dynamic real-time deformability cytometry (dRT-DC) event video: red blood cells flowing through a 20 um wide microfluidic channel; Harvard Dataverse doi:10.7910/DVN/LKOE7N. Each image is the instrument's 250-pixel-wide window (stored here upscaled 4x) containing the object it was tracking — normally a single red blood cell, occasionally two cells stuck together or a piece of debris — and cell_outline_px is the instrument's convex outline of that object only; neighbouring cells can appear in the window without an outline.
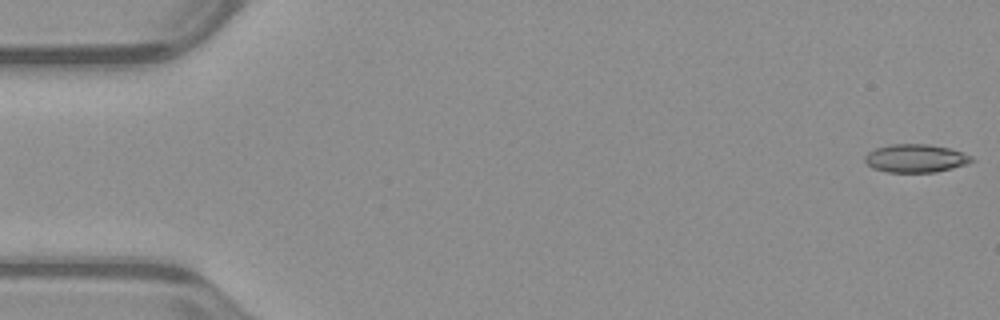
{"species": "common noctule bat (a hibernating species)", "species_latin": "Nyctalus noctula", "temperature_condition": "warm", "stored_images_in_passage": 52, "camera_frame_rate_fps": 3000, "um_per_image_px": 0.085, "animal": {"sex": "male", "body_mass_g": 23.1, "forearm_length_mm": 52.7}, "frame": {"image": 1, "passage_image": 1, "time_ms": 0.0, "image_size_px": [1000, 320], "cell_outline_px": [[976, 160], [968, 164], [936, 172], [888, 172], [872, 168], [864, 160], [864, 156], [868, 152], [876, 148], [892, 144], [928, 144], [952, 148], [972, 156]], "centroid_in_image_um": [77.86, 13.45], "position_along_channel_um": 7.1, "area_um2": 17.69}}
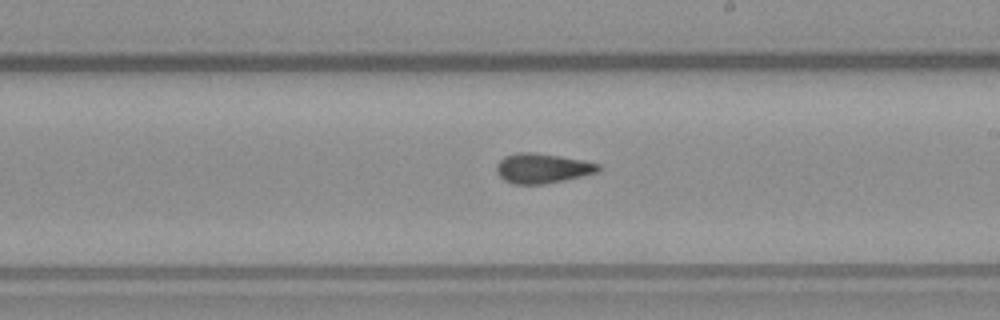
{"frame": {"image": 2, "passage_image": 30, "time_ms": 9.667, "image_size_px": [1000, 320], "cell_outline_px": [[604, 168], [600, 172], [564, 180], [544, 184], [516, 184], [504, 180], [496, 172], [496, 164], [504, 156], [516, 152], [536, 152], [584, 160], [600, 164]], "centroid_in_image_um": [46.14, 14.29], "position_along_channel_um": 242.9, "area_um2": 17.98}}
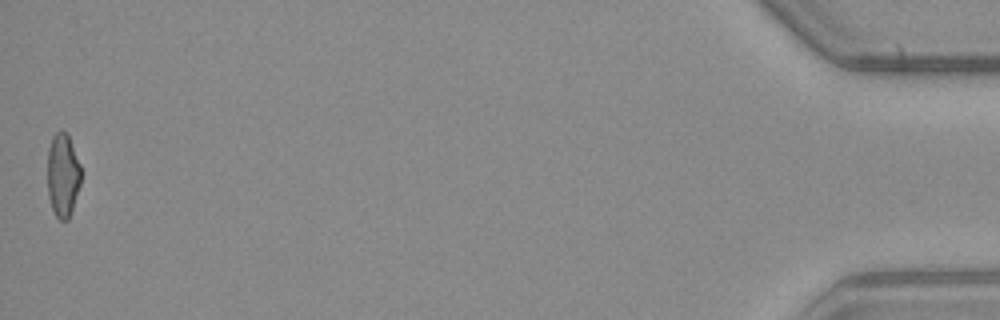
{"frame": {"image": 3, "passage_image": 52, "time_ms": 17.0, "image_size_px": [1000, 320], "cell_outline_px": [[80, 184], [68, 220], [60, 220], [56, 216], [52, 208], [48, 196], [48, 148], [52, 136], [60, 128], [68, 132], [80, 164]], "centroid_in_image_um": [5.33, 14.82], "position_along_channel_um": 429.9, "area_um2": 16.42}, "authors_computed_cell_mechanics": {"area_um2": 17.629, "velocity_mm_per_s": 3.9674, "shape_relaxation_time_tau1_ms": 6.0733, "shape_relaxation_time_tau2_ms": 1.9707, "deformation_change_tau1": 0.1722, "deformation_change_tau2": 0.0956}}